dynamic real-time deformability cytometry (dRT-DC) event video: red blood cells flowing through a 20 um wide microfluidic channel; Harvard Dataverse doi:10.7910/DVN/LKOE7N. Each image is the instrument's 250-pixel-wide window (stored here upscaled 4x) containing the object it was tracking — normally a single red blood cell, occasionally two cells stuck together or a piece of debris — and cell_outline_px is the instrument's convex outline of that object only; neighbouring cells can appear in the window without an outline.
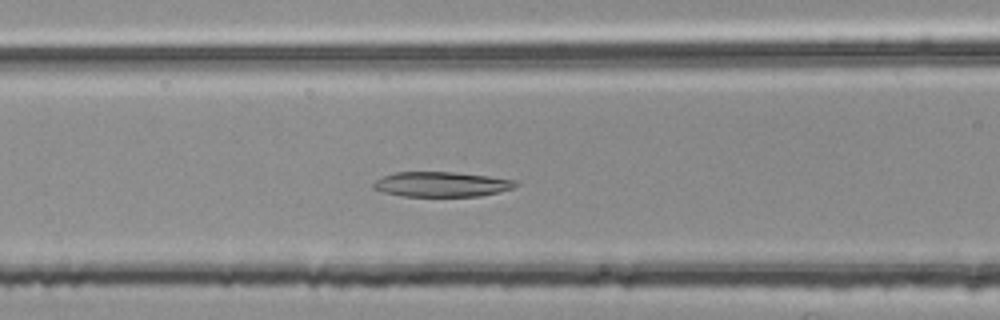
{"species": "common noctule bat (a hibernating species)", "species_latin": "Nyctalus noctula", "temperature_condition": "room temperature", "stored_images_in_passage": 29, "camera_frame_rate_fps": 3000, "um_per_image_px": 0.085, "animal": {"sex": "female", "body_mass_g": 25.1}, "frame": {"image": 1, "passage_image": 7, "time_ms": 2.0, "image_size_px": [1000, 320], "cell_outline_px": [[520, 184], [512, 188], [500, 192], [480, 196], [404, 196], [384, 192], [372, 188], [372, 184], [376, 180], [384, 176], [396, 172], [456, 172], [488, 176], [516, 180]], "centroid_in_image_um": [37.56, 15.66], "position_along_channel_um": 129.0, "area_um2": 20.69}}
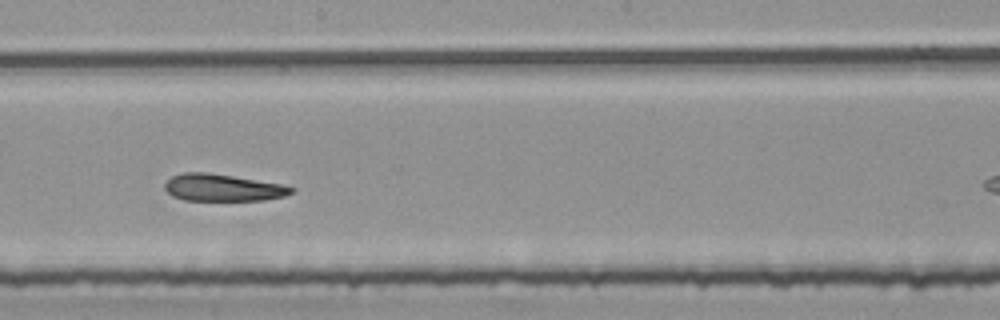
{"frame": {"image": 2, "passage_image": 15, "time_ms": 4.667, "image_size_px": [1000, 320], "cell_outline_px": [[296, 192], [284, 196], [264, 200], [184, 200], [172, 196], [164, 188], [164, 184], [172, 176], [184, 172], [208, 172], [284, 184], [296, 188]], "centroid_in_image_um": [18.97, 15.95], "position_along_channel_um": 229.2, "area_um2": 20.11}}
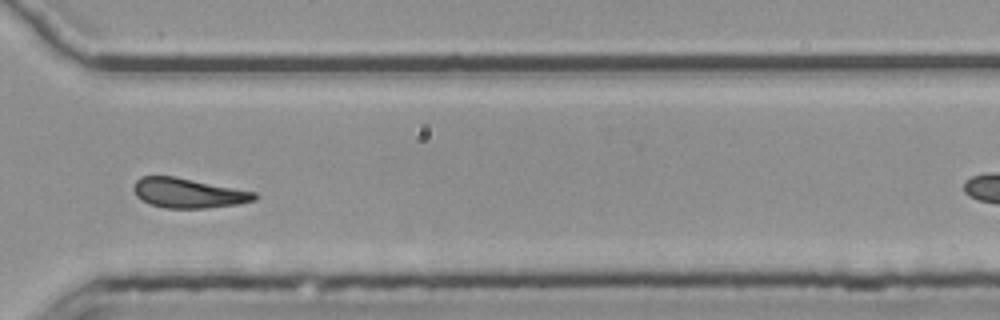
{"frame": {"image": 3, "passage_image": 25, "time_ms": 8.0, "image_size_px": [1000, 320], "cell_outline_px": [[260, 196], [256, 200], [240, 204], [208, 208], [164, 208], [148, 204], [136, 196], [132, 188], [136, 180], [140, 176], [176, 176], [256, 192]], "centroid_in_image_um": [16.01, 16.41], "position_along_channel_um": 354.6, "area_um2": 21.33}, "authors_computed_cell_mechanics": {"area_um2": 20.8658, "velocity_mm_per_s": 3.7676, "shape_relaxation_time_tau1_ms": null, "shape_relaxation_time_tau2_ms": 6.4225, "deformation_change_tau1": null, "deformation_change_tau2": 0.177}}